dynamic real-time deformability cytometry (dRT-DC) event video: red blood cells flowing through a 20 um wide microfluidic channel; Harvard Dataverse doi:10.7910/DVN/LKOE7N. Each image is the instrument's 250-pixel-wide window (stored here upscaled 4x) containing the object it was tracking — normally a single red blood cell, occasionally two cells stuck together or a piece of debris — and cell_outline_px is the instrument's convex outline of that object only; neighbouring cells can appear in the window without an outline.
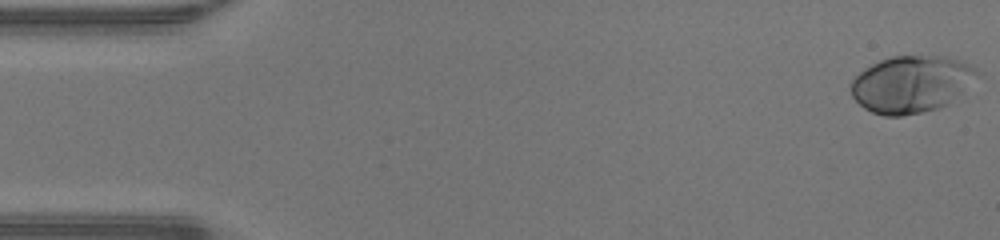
{"species": "human", "species_latin": "Homo sapiens", "temperature_condition": "warm", "stored_images_in_passage": 47, "camera_frame_rate_fps": 3000, "um_per_image_px": 0.085, "donor": {"sex": "male"}, "frame": {"image": 1, "passage_image": 1, "time_ms": 0.0, "image_size_px": [1000, 240], "cell_outline_px": [[980, 72], [948, 104], [936, 108], [920, 112], [900, 116], [884, 116], [872, 112], [864, 108], [852, 96], [852, 80], [860, 72], [872, 64], [880, 60], [892, 56], [944, 56], [968, 64], [976, 68]], "centroid_in_image_um": [77.42, 7.15], "position_along_channel_um": 7.6, "area_um2": 41.04}}
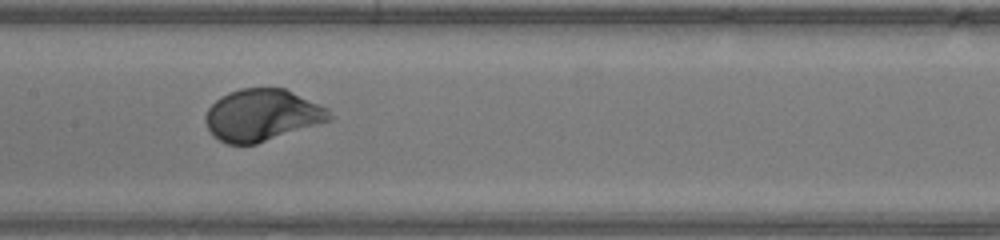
{"frame": {"image": 2, "passage_image": 23, "time_ms": 7.333, "image_size_px": [1000, 240], "cell_outline_px": [[332, 120], [256, 144], [228, 144], [212, 136], [204, 120], [204, 116], [208, 108], [220, 96], [228, 92], [240, 88], [284, 88], [328, 108], [332, 116]], "centroid_in_image_um": [22.26, 9.78], "position_along_channel_um": 185.1, "area_um2": 37.51}}
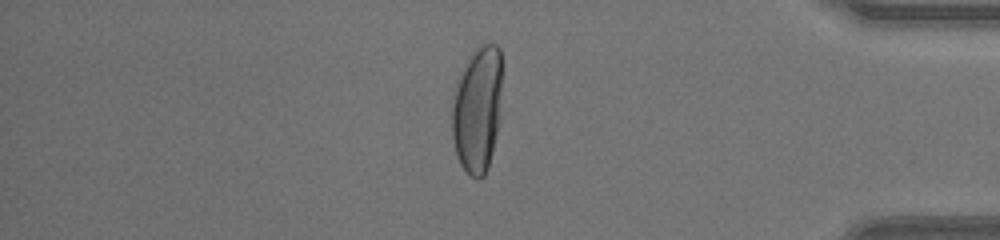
{"frame": {"image": 3, "passage_image": 40, "time_ms": 13.0, "image_size_px": [1000, 240], "cell_outline_px": [[500, 116], [492, 152], [488, 168], [484, 176], [480, 180], [476, 180], [468, 176], [460, 164], [456, 152], [452, 136], [452, 108], [456, 88], [460, 72], [468, 56], [484, 40], [496, 44], [500, 48]], "centroid_in_image_um": [40.57, 9.3], "position_along_channel_um": 394.6, "area_um2": 37.17}, "authors_computed_cell_mechanics": {"area_um2": 38.6104, "velocity_mm_per_s": 4.2926, "shape_relaxation_time_tau1_ms": 2.3028, "shape_relaxation_time_tau2_ms": null, "deformation_change_tau1": 0.198, "deformation_change_tau2": null}}